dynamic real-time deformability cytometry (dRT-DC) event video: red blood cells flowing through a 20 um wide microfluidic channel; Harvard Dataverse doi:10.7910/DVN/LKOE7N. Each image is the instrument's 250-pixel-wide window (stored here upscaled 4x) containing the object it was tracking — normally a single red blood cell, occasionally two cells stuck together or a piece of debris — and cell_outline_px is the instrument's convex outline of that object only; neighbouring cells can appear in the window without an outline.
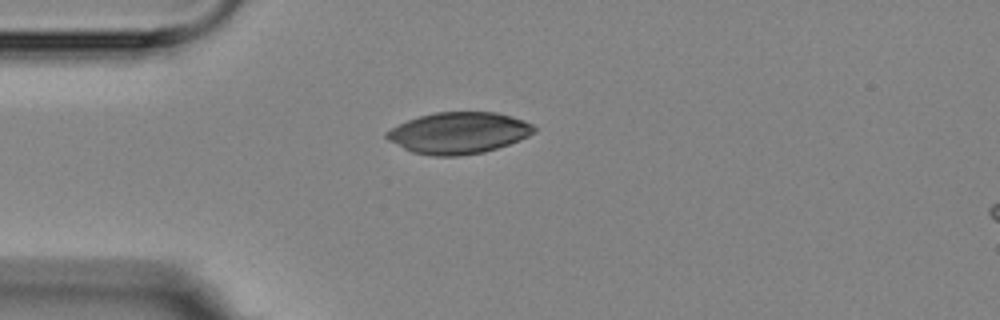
{"species": "Egyptian fruit bat (a non-hibernating species)", "species_latin": "Rousettus aegyptiacus", "temperature_condition": "room temperature", "stored_images_in_passage": 4, "camera_frame_rate_fps": 3000, "um_per_image_px": 0.085, "animal": {"sex": "female"}, "frame": {"image": 1, "passage_image": 4, "time_ms": 3.333, "image_size_px": [1000, 320], "cell_outline_px": [[536, 132], [528, 136], [508, 144], [484, 152], [456, 156], [432, 156], [412, 152], [388, 140], [384, 136], [384, 132], [408, 120], [420, 116], [436, 112], [496, 112], [512, 116], [524, 120], [532, 124], [536, 128]], "centroid_in_image_um": [38.99, 11.3], "position_along_channel_um": 46.0, "area_um2": 35.49}}